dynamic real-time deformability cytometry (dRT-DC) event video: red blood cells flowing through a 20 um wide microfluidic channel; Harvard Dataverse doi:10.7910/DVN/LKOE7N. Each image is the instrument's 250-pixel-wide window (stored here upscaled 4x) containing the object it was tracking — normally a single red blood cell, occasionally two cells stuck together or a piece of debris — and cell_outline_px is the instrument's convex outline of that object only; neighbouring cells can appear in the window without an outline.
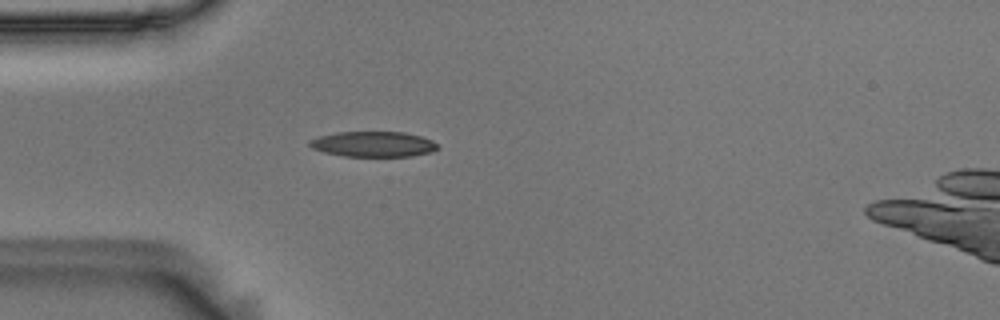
{"species": "Egyptian fruit bat (a non-hibernating species)", "species_latin": "Rousettus aegyptiacus", "temperature_condition": "room temperature", "stored_images_in_passage": 41, "camera_frame_rate_fps": 3000, "um_per_image_px": 0.085, "animal": {"sex": "male"}, "frame": {"image": 1, "passage_image": 1, "time_ms": 0.0, "image_size_px": [1000, 320], "cell_outline_px": [[440, 148], [432, 152], [412, 156], [344, 156], [324, 152], [312, 148], [308, 144], [308, 140], [320, 136], [336, 132], [404, 132], [420, 136], [432, 140]], "centroid_in_image_um": [31.73, 12.25], "position_along_channel_um": 53.3, "area_um2": 18.96}}
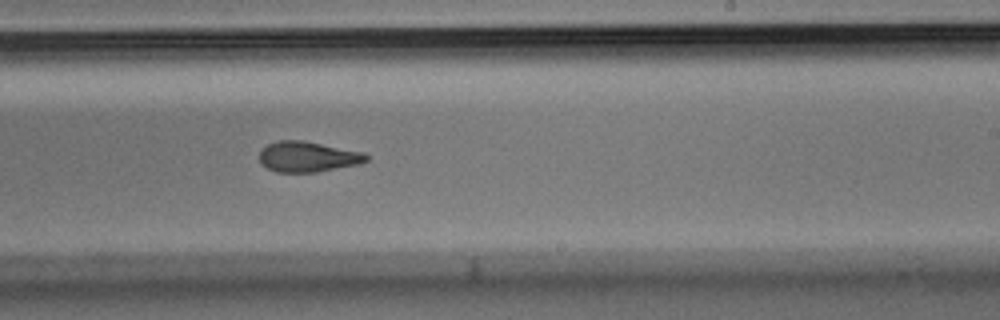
{"frame": {"image": 2, "passage_image": 19, "time_ms": 6.0, "image_size_px": [1000, 320], "cell_outline_px": [[368, 160], [360, 164], [316, 172], [276, 172], [260, 164], [260, 152], [268, 144], [276, 140], [304, 140], [364, 152], [368, 156]], "centroid_in_image_um": [26.17, 13.32], "position_along_channel_um": 262.8, "area_um2": 19.07}}
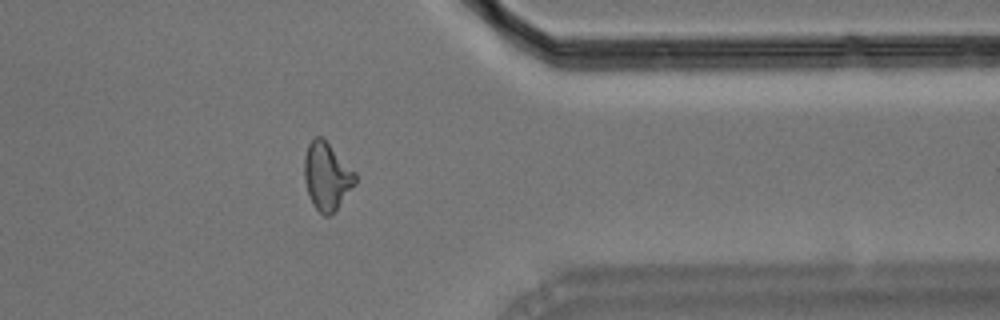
{"frame": {"image": 3, "passage_image": 30, "time_ms": 9.667, "image_size_px": [1000, 320], "cell_outline_px": [[356, 184], [336, 208], [328, 216], [324, 216], [312, 204], [304, 180], [304, 156], [308, 144], [316, 136], [320, 136], [356, 172]], "centroid_in_image_um": [27.77, 14.98], "position_along_channel_um": 383.6, "area_um2": 19.71}, "authors_computed_cell_mechanics": {"area_um2": 19.363, "velocity_mm_per_s": 3.5978, "shape_relaxation_time_tau1_ms": 10.6265, "shape_relaxation_time_tau2_ms": 1.7618, "deformation_change_tau1": 0.2377, "deformation_change_tau2": 0.0944}}